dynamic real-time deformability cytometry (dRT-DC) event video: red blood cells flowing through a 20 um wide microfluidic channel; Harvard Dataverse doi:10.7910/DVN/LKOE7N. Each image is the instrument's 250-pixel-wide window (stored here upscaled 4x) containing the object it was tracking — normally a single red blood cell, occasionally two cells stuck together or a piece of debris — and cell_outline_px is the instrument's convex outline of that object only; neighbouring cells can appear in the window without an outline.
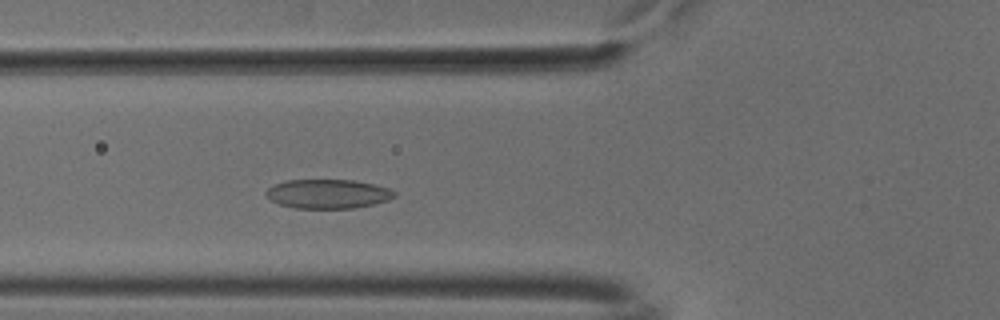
{"species": "common noctule bat (a hibernating species)", "species_latin": "Nyctalus noctula", "temperature_condition": "cold", "stored_images_in_passage": 20, "camera_frame_rate_fps": 3000, "um_per_image_px": 0.085, "animal": {"sex": "male", "body_mass_g": 18.8}, "frame": {"image": 1, "passage_image": 7, "time_ms": 2.0, "image_size_px": [1000, 320], "cell_outline_px": [[396, 196], [388, 200], [376, 204], [352, 208], [296, 208], [280, 204], [272, 200], [264, 192], [268, 188], [284, 180], [352, 180], [372, 184], [388, 188], [396, 192]], "centroid_in_image_um": [27.89, 16.48], "position_along_channel_um": 97.9, "area_um2": 21.68}}
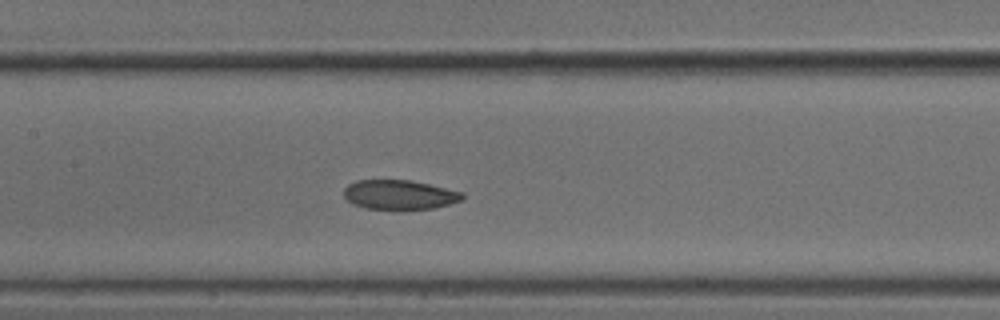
{"frame": {"image": 2, "passage_image": 13, "time_ms": 4.0, "image_size_px": [1000, 320], "cell_outline_px": [[464, 200], [432, 208], [364, 208], [352, 204], [344, 196], [344, 188], [348, 184], [356, 180], [412, 180], [464, 192]], "centroid_in_image_um": [33.96, 16.53], "position_along_channel_um": 173.4, "area_um2": 20.17}}
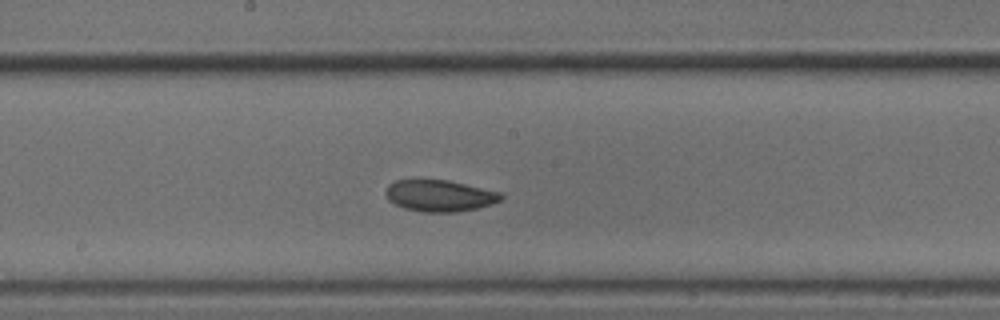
{"frame": {"image": 3, "passage_image": 16, "time_ms": 5.0, "image_size_px": [1000, 320], "cell_outline_px": [[504, 196], [500, 200], [492, 204], [476, 208], [456, 212], [424, 212], [404, 208], [388, 200], [384, 192], [388, 184], [396, 180], [448, 180], [500, 192]], "centroid_in_image_um": [37.34, 16.63], "position_along_channel_um": 210.9, "area_um2": 21.1}}